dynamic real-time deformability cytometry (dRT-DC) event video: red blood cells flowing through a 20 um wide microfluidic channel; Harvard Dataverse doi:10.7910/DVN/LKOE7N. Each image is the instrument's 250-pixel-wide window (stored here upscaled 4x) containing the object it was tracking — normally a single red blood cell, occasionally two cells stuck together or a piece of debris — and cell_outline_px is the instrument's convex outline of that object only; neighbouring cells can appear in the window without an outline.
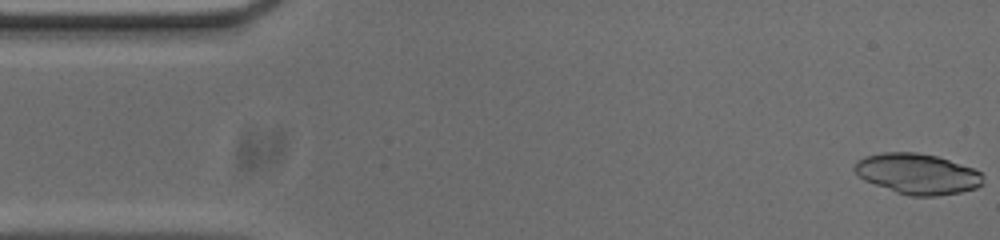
{"species": "common noctule bat (a hibernating species)", "species_latin": "Nyctalus noctula", "temperature_condition": "cold", "stored_images_in_passage": 53, "camera_frame_rate_fps": 3000, "um_per_image_px": 0.085, "animal": {"sex": "male", "body_mass_g": 20.0, "forearm_length_mm": 53.3}, "frame": {"image": 1, "passage_image": 1, "time_ms": 0.0, "image_size_px": [1000, 240], "cell_outline_px": [[984, 184], [976, 188], [960, 192], [936, 196], [908, 196], [896, 192], [864, 180], [852, 168], [856, 160], [864, 156], [884, 152], [916, 152], [936, 156], [972, 168], [980, 172], [984, 176]], "centroid_in_image_um": [77.97, 14.78], "position_along_channel_um": 7.0, "area_um2": 30.4}}